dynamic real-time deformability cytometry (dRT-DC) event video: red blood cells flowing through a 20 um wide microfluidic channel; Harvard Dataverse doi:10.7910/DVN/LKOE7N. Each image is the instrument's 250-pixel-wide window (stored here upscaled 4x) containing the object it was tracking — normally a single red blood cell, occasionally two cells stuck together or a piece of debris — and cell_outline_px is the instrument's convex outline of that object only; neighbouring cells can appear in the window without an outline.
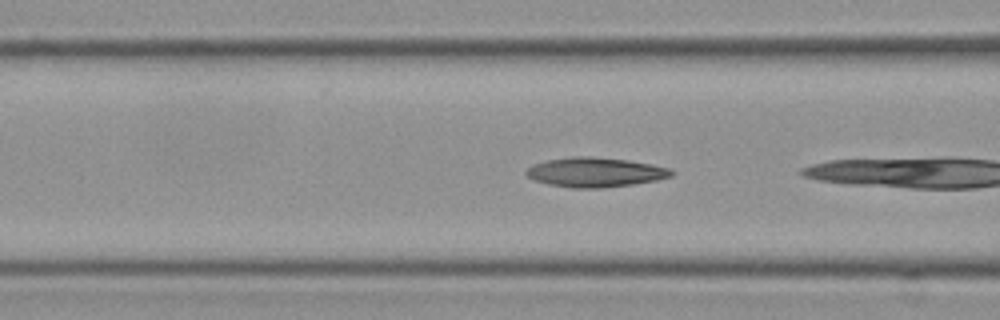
{"species": "Egyptian fruit bat (a non-hibernating species)", "species_latin": "Rousettus aegyptiacus", "temperature_condition": "cold", "stored_images_in_passage": 4, "camera_frame_rate_fps": 3000, "um_per_image_px": 0.085, "frame": {"image": 1, "passage_image": 3, "time_ms": 0.667, "image_size_px": [1000, 320], "cell_outline_px": [[676, 172], [672, 176], [656, 180], [632, 184], [596, 188], [572, 188], [548, 184], [536, 180], [528, 176], [524, 172], [532, 164], [548, 160], [572, 156], [588, 156], [628, 160], [652, 164], [672, 168]], "centroid_in_image_um": [50.62, 14.63], "position_along_channel_um": 116.0, "area_um2": 24.97}}